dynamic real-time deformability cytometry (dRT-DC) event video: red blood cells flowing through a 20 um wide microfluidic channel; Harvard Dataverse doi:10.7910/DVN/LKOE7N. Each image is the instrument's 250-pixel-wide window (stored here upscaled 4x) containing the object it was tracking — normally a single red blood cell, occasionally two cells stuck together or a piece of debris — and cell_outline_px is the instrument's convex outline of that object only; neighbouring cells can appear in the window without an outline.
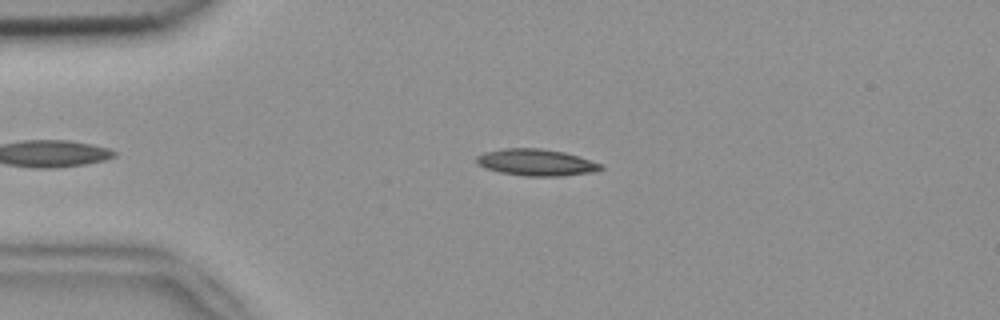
{"species": "common noctule bat (a hibernating species)", "species_latin": "Nyctalus noctula", "temperature_condition": "room temperature", "stored_images_in_passage": 3, "camera_frame_rate_fps": 3000, "um_per_image_px": 0.085, "animal": {"sex": "female", "body_mass_g": 18.4}, "frame": {"image": 1, "passage_image": 2, "time_ms": 0.333, "image_size_px": [1000, 320], "cell_outline_px": [[604, 168], [596, 172], [560, 176], [524, 176], [500, 172], [484, 168], [476, 164], [476, 156], [484, 152], [504, 148], [540, 148], [564, 152], [604, 164]], "centroid_in_image_um": [45.58, 13.81], "position_along_channel_um": 39.4, "area_um2": 19.54}}